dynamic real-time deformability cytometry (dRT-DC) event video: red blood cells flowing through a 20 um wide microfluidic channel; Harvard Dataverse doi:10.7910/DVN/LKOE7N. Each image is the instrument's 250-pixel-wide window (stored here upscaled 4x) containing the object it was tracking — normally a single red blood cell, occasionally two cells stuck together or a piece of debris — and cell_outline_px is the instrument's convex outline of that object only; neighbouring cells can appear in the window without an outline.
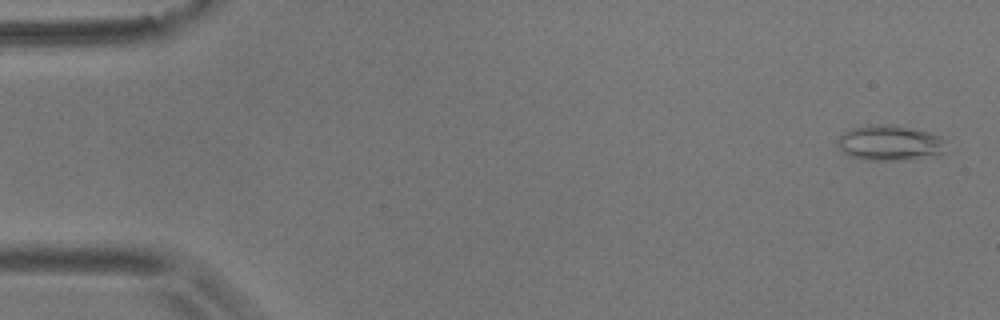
{"species": "common noctule bat (a hibernating species)", "species_latin": "Nyctalus noctula", "temperature_condition": "room temperature", "stored_images_in_passage": 55, "camera_frame_rate_fps": 3000, "um_per_image_px": 0.085, "animal": {"sex": "male", "body_mass_g": 17.9}, "frame": {"image": 1, "passage_image": 1, "time_ms": 0.0, "image_size_px": [1000, 320], "cell_outline_px": [[944, 152], [912, 160], [868, 160], [848, 156], [836, 144], [836, 140], [844, 132], [852, 128], [864, 124], [896, 124], [928, 132], [940, 136], [944, 140]], "centroid_in_image_um": [75.59, 12.13], "position_along_channel_um": 9.4, "area_um2": 22.6}}
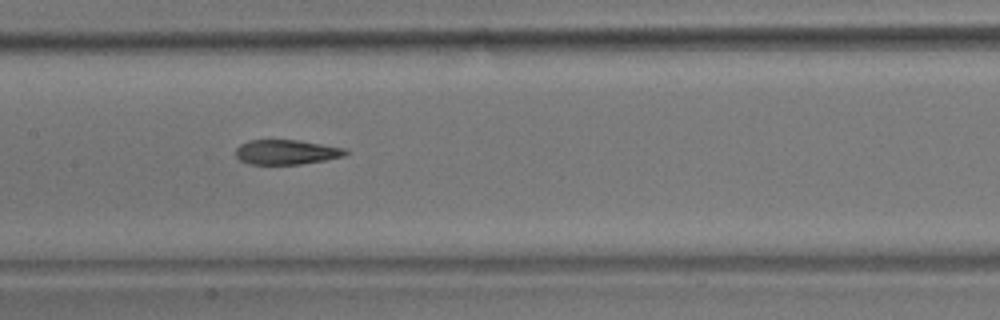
{"frame": {"image": 2, "passage_image": 26, "time_ms": 8.333, "image_size_px": [1000, 320], "cell_outline_px": [[348, 152], [344, 156], [324, 160], [300, 164], [248, 164], [240, 160], [236, 156], [236, 148], [240, 144], [248, 140], [300, 140], [344, 148]], "centroid_in_image_um": [24.31, 12.92], "position_along_channel_um": 183.1, "area_um2": 15.78}}
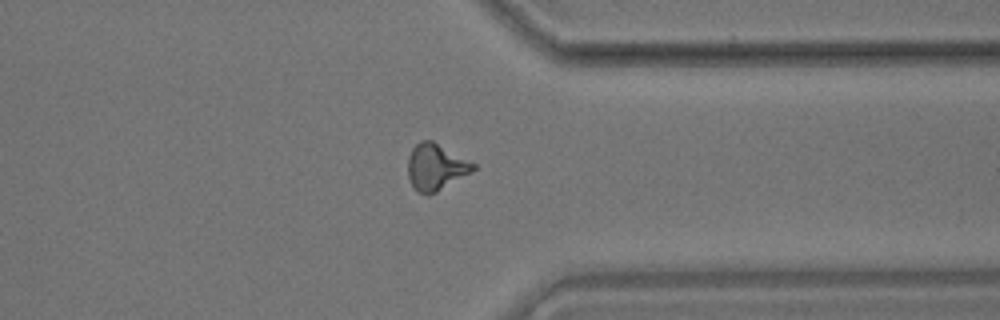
{"frame": {"image": 3, "passage_image": 42, "time_ms": 13.667, "image_size_px": [1000, 320], "cell_outline_px": [[476, 168], [472, 172], [436, 192], [428, 196], [416, 192], [408, 176], [408, 156], [412, 148], [420, 140], [432, 140], [476, 164]], "centroid_in_image_um": [37.03, 14.2], "position_along_channel_um": 374.4, "area_um2": 17.74}, "authors_computed_cell_mechanics": {"area_um2": 16.9932, "velocity_mm_per_s": 3.6525, "shape_relaxation_time_tau1_ms": 6.301, "shape_relaxation_time_tau2_ms": 3.9629, "deformation_change_tau1": 0.1775, "deformation_change_tau2": 0.1258}}